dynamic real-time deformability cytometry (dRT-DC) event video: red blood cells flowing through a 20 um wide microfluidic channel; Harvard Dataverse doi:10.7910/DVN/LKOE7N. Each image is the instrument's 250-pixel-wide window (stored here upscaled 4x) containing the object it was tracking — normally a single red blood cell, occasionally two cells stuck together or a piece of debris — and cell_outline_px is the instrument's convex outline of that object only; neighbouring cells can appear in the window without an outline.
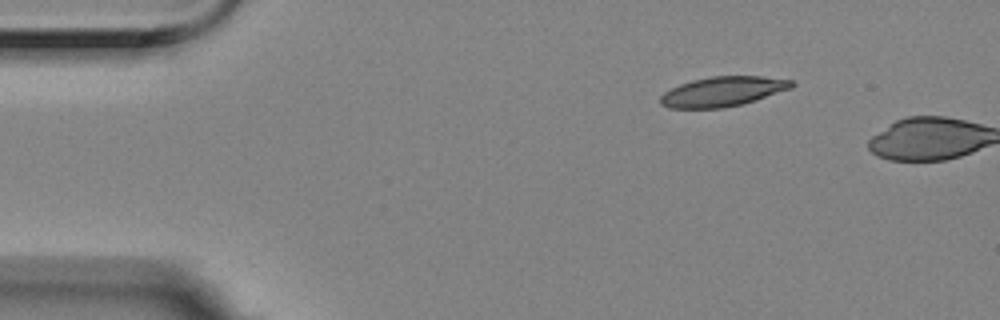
{"species": "Egyptian fruit bat (a non-hibernating species)", "species_latin": "Rousettus aegyptiacus", "temperature_condition": "room temperature", "stored_images_in_passage": 2, "camera_frame_rate_fps": 3000, "um_per_image_px": 0.085, "animal": {"sex": "female"}, "frame": {"image": 1, "passage_image": 1, "time_ms": 0.0, "image_size_px": [1000, 320], "cell_outline_px": [[796, 84], [792, 88], [756, 100], [740, 104], [720, 108], [668, 108], [660, 104], [660, 96], [664, 92], [680, 84], [692, 80], [712, 76], [760, 76], [792, 80]], "centroid_in_image_um": [61.43, 7.77], "position_along_channel_um": 23.6, "area_um2": 22.72}}